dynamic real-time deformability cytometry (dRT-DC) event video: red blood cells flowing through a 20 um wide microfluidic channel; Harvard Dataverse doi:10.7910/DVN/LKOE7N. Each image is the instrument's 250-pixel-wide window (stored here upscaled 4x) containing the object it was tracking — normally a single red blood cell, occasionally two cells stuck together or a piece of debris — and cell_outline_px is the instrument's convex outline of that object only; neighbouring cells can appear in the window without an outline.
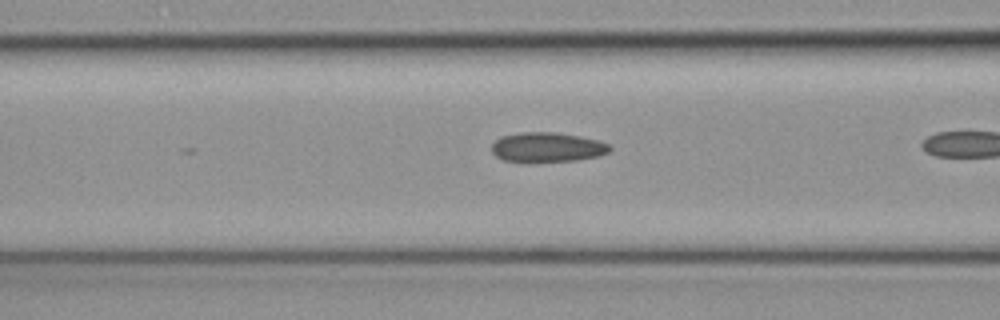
{"species": "common noctule bat (a hibernating species)", "species_latin": "Nyctalus noctula", "temperature_condition": "cold", "stored_images_in_passage": 11, "camera_frame_rate_fps": 3000, "um_per_image_px": 0.085, "animal": {"sex": "female", "body_mass_g": 19.3, "forearm_length_mm": 54.1}, "frame": {"image": 1, "passage_image": 10, "time_ms": 3.0, "image_size_px": [1000, 320], "cell_outline_px": [[612, 148], [608, 152], [596, 156], [576, 160], [504, 160], [496, 156], [492, 152], [492, 144], [500, 136], [520, 132], [556, 132], [580, 136], [596, 140], [608, 144]], "centroid_in_image_um": [46.5, 12.48], "position_along_channel_um": 120.1, "area_um2": 19.83}}